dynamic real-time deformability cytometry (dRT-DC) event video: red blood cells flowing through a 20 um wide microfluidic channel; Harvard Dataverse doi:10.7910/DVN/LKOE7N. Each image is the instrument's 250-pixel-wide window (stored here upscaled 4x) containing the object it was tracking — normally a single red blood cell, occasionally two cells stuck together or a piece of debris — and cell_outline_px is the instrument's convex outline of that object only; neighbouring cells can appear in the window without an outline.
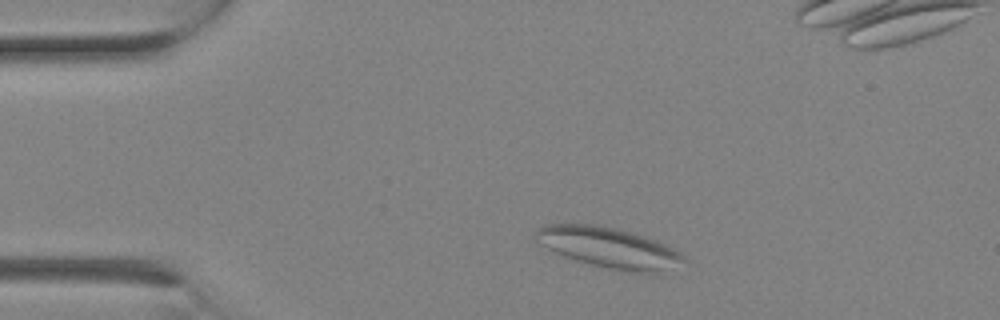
{"species": "Egyptian fruit bat (a non-hibernating species)", "species_latin": "Rousettus aegyptiacus", "temperature_condition": "room temperature", "stored_images_in_passage": 4, "camera_frame_rate_fps": 3000, "um_per_image_px": 0.085, "animal": {"sex": "female"}, "frame": {"image": 1, "passage_image": 4, "time_ms": 1.0, "image_size_px": [1000, 320], "cell_outline_px": [[688, 260], [652, 272], [624, 272], [576, 260], [556, 252], [540, 244], [536, 240], [536, 232], [540, 228], [548, 224], [600, 224], [616, 228], [644, 236], [656, 240], [680, 252]], "centroid_in_image_um": [51.73, 21.02], "position_along_channel_um": 33.3, "area_um2": 34.1}}